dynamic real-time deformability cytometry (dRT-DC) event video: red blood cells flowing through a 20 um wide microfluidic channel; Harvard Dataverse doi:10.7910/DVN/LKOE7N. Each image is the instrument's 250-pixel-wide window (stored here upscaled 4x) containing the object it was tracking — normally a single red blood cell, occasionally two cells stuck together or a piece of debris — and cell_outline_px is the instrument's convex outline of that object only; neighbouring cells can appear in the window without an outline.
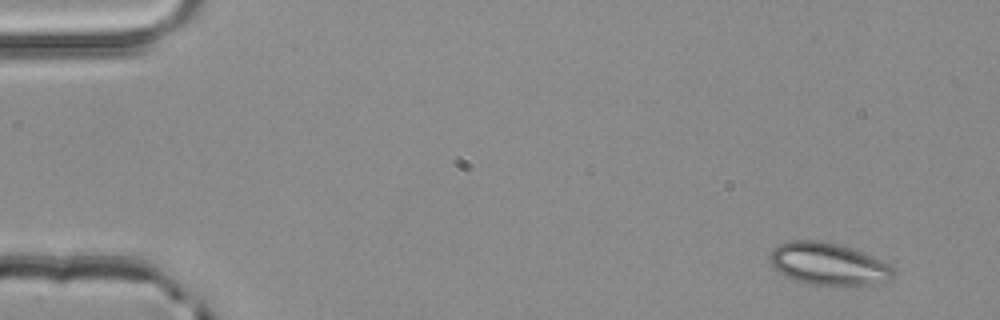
{"species": "common noctule bat (a hibernating species)", "species_latin": "Nyctalus noctula", "temperature_condition": "room temperature", "stored_images_in_passage": 3, "camera_frame_rate_fps": 3000, "um_per_image_px": 0.085, "animal": {"sex": "male", "body_mass_g": 20.4}, "frame": {"image": 1, "passage_image": 1, "time_ms": 0.0, "image_size_px": [1000, 320], "cell_outline_px": [[896, 276], [892, 280], [868, 284], [812, 284], [796, 280], [772, 268], [768, 260], [768, 256], [772, 248], [788, 240], [820, 240], [836, 244], [860, 252], [892, 264], [896, 272]], "centroid_in_image_um": [70.39, 22.42], "position_along_channel_um": 14.6, "area_um2": 30.23}}